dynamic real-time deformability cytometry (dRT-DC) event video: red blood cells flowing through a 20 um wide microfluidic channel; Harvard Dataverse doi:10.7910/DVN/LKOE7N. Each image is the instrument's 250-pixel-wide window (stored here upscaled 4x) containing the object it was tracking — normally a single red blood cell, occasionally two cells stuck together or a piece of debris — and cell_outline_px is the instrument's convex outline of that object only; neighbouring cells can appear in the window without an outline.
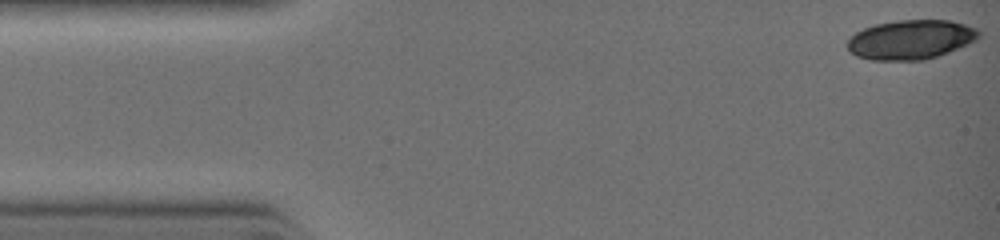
{"species": "common noctule bat (a hibernating species)", "species_latin": "Nyctalus noctula", "temperature_condition": "warm", "stored_images_in_passage": 22, "camera_frame_rate_fps": 3000, "um_per_image_px": 0.085, "animal": {"sex": "female", "body_mass_g": 19.0, "forearm_length_mm": 51.5}, "frame": {"image": 1, "passage_image": 1, "time_ms": 0.0, "image_size_px": [1000, 240], "cell_outline_px": [[980, 36], [976, 40], [968, 44], [948, 52], [924, 60], [872, 60], [856, 56], [848, 52], [848, 40], [856, 32], [864, 28], [876, 24], [900, 20], [948, 20], [964, 24], [976, 28], [980, 32]], "centroid_in_image_um": [77.41, 3.37], "position_along_channel_um": 7.6, "area_um2": 30.06}}